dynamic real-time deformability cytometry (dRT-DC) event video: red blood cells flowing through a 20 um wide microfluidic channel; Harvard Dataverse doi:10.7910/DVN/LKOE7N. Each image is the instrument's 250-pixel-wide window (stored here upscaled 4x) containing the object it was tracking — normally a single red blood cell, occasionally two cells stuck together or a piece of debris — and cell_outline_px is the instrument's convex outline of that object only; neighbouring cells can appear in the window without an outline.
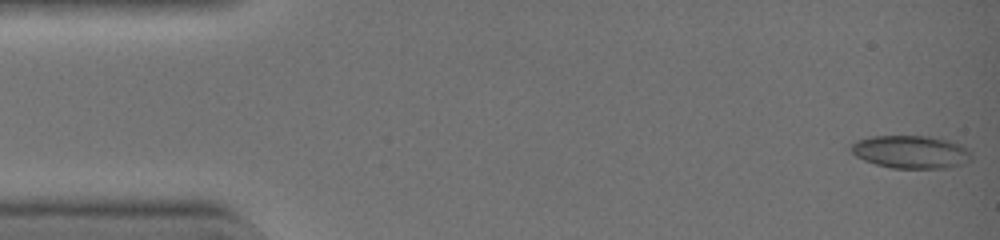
{"species": "common noctule bat (a hibernating species)", "species_latin": "Nyctalus noctula", "temperature_condition": "warm", "stored_images_in_passage": 43, "camera_frame_rate_fps": 3000, "um_per_image_px": 0.085, "animal": {"sex": "female", "body_mass_g": 19.0, "forearm_length_mm": 51.5}, "frame": {"image": 1, "passage_image": 1, "time_ms": 0.0, "image_size_px": [1000, 240], "cell_outline_px": [[972, 160], [964, 164], [948, 168], [892, 168], [876, 164], [864, 160], [856, 156], [852, 152], [852, 144], [860, 140], [872, 136], [924, 136], [944, 140], [956, 144], [964, 148], [972, 156]], "centroid_in_image_um": [77.42, 12.93], "position_along_channel_um": 7.6, "area_um2": 22.6}}
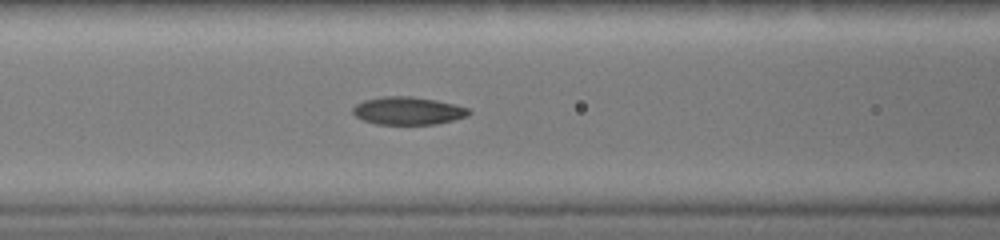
{"frame": {"image": 2, "passage_image": 18, "time_ms": 5.667, "image_size_px": [1000, 240], "cell_outline_px": [[472, 112], [468, 116], [436, 124], [376, 124], [364, 120], [356, 116], [352, 112], [352, 108], [356, 104], [364, 100], [384, 96], [412, 96], [436, 100], [468, 108]], "centroid_in_image_um": [34.67, 9.41], "position_along_channel_um": 131.9, "area_um2": 18.73}}
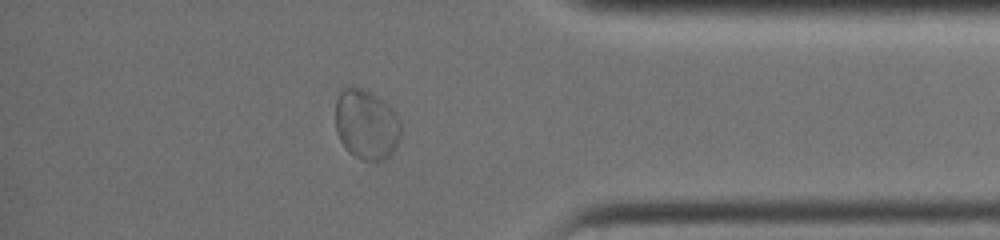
{"frame": {"image": 3, "passage_image": 37, "time_ms": 12.0, "image_size_px": [1000, 240], "cell_outline_px": [[400, 140], [392, 152], [384, 160], [360, 160], [348, 152], [340, 140], [336, 132], [336, 100], [340, 92], [344, 88], [360, 88], [384, 100], [396, 112], [400, 120]], "centroid_in_image_um": [31.15, 10.6], "position_along_channel_um": 404.1, "area_um2": 26.7}}